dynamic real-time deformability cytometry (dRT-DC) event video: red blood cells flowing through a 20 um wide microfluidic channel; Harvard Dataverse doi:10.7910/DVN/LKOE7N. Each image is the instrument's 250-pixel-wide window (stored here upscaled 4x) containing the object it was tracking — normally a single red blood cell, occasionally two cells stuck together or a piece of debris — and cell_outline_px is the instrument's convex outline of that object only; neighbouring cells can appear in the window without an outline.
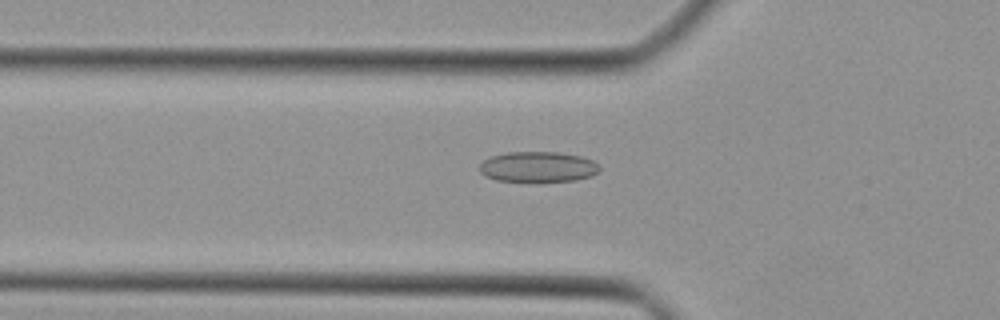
{"species": "Egyptian fruit bat (a non-hibernating species)", "species_latin": "Rousettus aegyptiacus", "temperature_condition": "cold", "stored_images_in_passage": 38, "camera_frame_rate_fps": 3000, "um_per_image_px": 0.085, "animal": {"sex": "female"}, "frame": {"image": 1, "passage_image": 9, "time_ms": 2.667, "image_size_px": [1000, 320], "cell_outline_px": [[600, 168], [592, 176], [576, 180], [540, 184], [528, 184], [496, 180], [484, 176], [480, 172], [480, 164], [484, 160], [492, 156], [504, 152], [560, 152], [580, 156], [592, 160], [600, 164]], "centroid_in_image_um": [45.72, 14.23], "position_along_channel_um": 80.1, "area_um2": 22.37}}
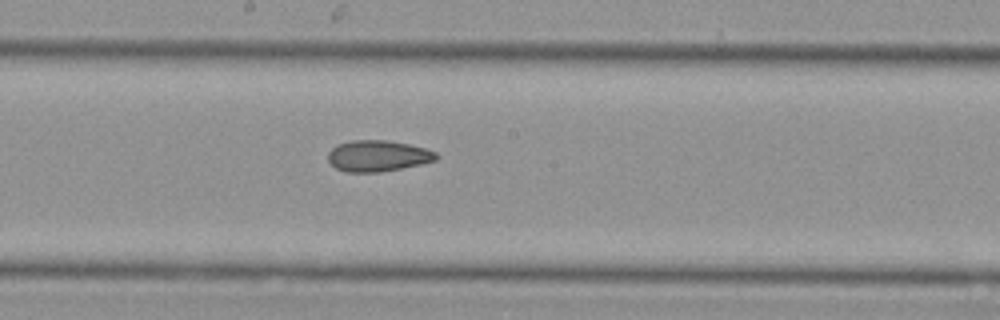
{"frame": {"image": 2, "passage_image": 18, "time_ms": 5.667, "image_size_px": [1000, 320], "cell_outline_px": [[440, 156], [436, 160], [420, 164], [380, 172], [348, 172], [336, 168], [328, 160], [328, 152], [332, 148], [340, 144], [352, 140], [388, 140], [408, 144], [424, 148], [436, 152]], "centroid_in_image_um": [32.12, 13.25], "position_along_channel_um": 216.1, "area_um2": 19.48}}
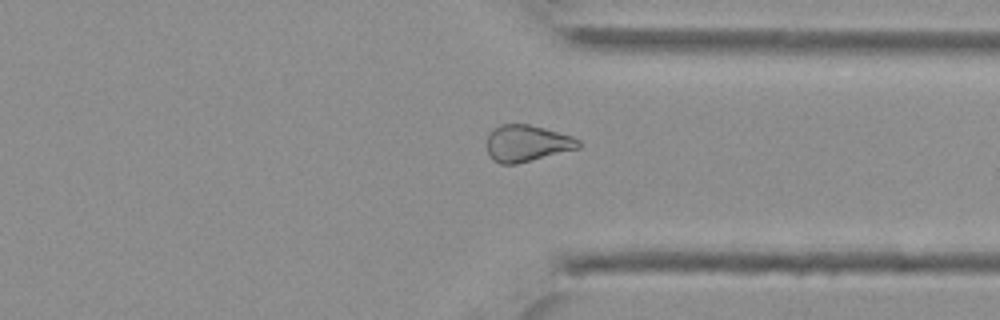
{"frame": {"image": 3, "passage_image": 28, "time_ms": 9.0, "image_size_px": [1000, 320], "cell_outline_px": [[580, 148], [516, 164], [500, 164], [492, 160], [488, 152], [488, 132], [500, 124], [528, 124], [544, 128], [572, 136], [580, 140]], "centroid_in_image_um": [44.78, 12.18], "position_along_channel_um": 366.6, "area_um2": 19.54}}